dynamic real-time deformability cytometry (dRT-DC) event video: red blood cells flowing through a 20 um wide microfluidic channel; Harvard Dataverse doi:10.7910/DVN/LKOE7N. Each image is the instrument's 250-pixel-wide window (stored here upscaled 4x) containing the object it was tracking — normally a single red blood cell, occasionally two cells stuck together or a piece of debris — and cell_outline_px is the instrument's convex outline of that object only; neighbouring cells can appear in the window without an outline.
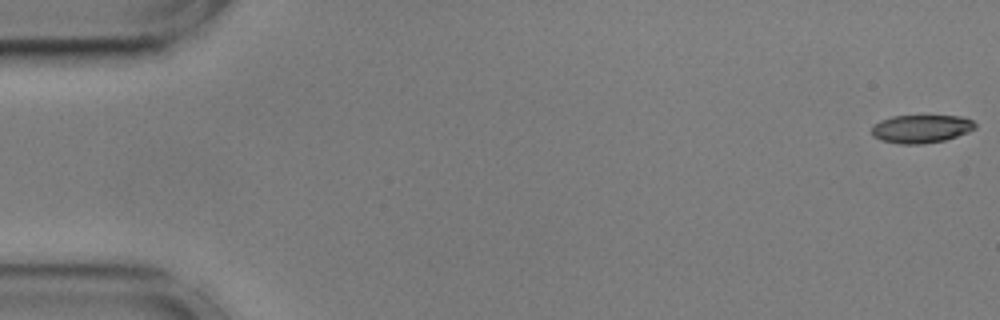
{"species": "common noctule bat (a hibernating species)", "species_latin": "Nyctalus noctula", "temperature_condition": "cold", "stored_images_in_passage": 56, "camera_frame_rate_fps": 3000, "um_per_image_px": 0.085, "animal": {"sex": "male", "body_mass_g": 17.9, "forearm_length_mm": 54.2}, "frame": {"image": 1, "passage_image": 1, "time_ms": 0.0, "image_size_px": [1000, 320], "cell_outline_px": [[976, 128], [968, 132], [944, 140], [924, 144], [900, 144], [880, 140], [872, 136], [872, 128], [880, 120], [892, 116], [960, 116], [972, 120], [976, 124]], "centroid_in_image_um": [78.29, 10.95], "position_along_channel_um": 6.7, "area_um2": 16.94}}
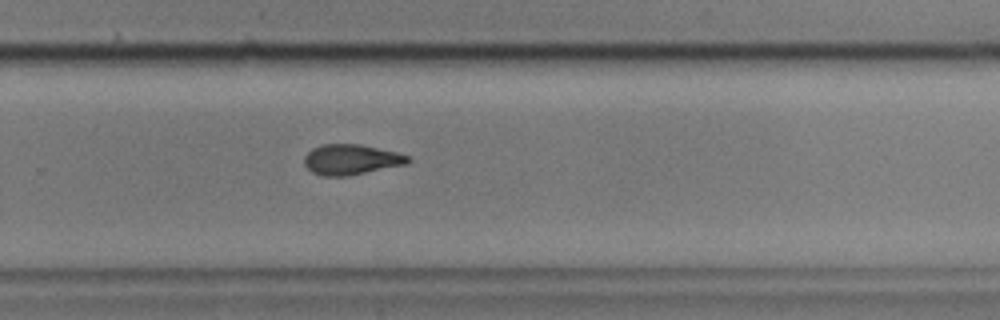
{"frame": {"image": 2, "passage_image": 37, "time_ms": 12.0, "image_size_px": [1000, 320], "cell_outline_px": [[412, 160], [408, 164], [348, 176], [320, 176], [312, 172], [304, 164], [304, 156], [312, 148], [320, 144], [360, 144], [396, 152], [408, 156]], "centroid_in_image_um": [29.84, 13.56], "position_along_channel_um": 300.0, "area_um2": 18.5}}
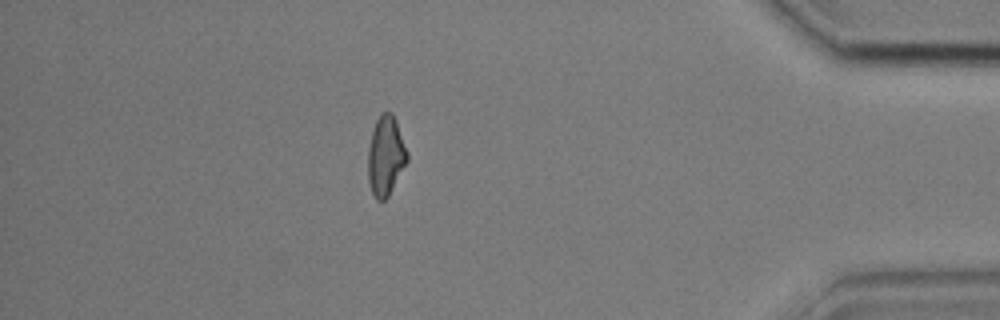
{"frame": {"image": 3, "passage_image": 49, "time_ms": 16.0, "image_size_px": [1000, 320], "cell_outline_px": [[408, 160], [388, 196], [384, 200], [376, 200], [372, 192], [368, 180], [368, 148], [372, 132], [376, 120], [384, 112], [392, 112], [396, 120], [408, 152]], "centroid_in_image_um": [32.79, 13.25], "position_along_channel_um": 402.4, "area_um2": 18.03}, "authors_computed_cell_mechanics": {"area_um2": 18.1492, "velocity_mm_per_s": 3.5973, "shape_relaxation_time_tau1_ms": 7.7776, "shape_relaxation_time_tau2_ms": 1.8237, "deformation_change_tau1": 0.2017, "deformation_change_tau2": 0.0833}}